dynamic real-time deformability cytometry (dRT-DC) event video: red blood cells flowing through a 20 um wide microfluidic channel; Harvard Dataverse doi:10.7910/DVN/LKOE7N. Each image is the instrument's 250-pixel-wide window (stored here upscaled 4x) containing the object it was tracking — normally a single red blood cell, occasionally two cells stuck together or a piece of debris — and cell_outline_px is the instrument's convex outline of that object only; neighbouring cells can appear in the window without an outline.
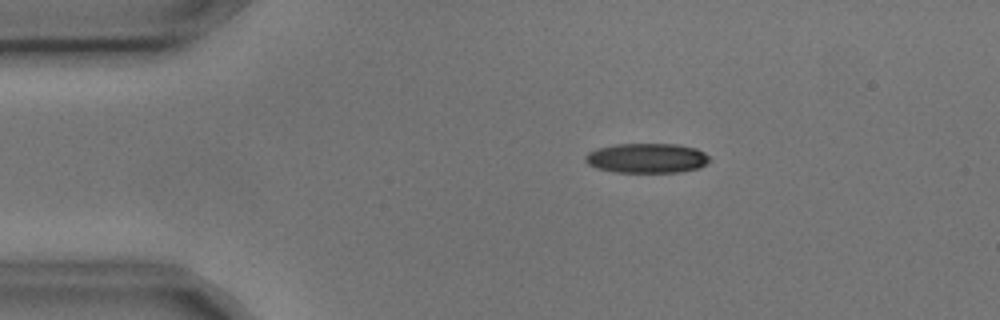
{"species": "common noctule bat (a hibernating species)", "species_latin": "Nyctalus noctula", "temperature_condition": "cold", "stored_images_in_passage": 6, "camera_frame_rate_fps": 3000, "um_per_image_px": 0.085, "animal": {"sex": "male", "body_mass_g": 17.9, "forearm_length_mm": 54.2}, "frame": {"image": 1, "passage_image": 2, "time_ms": 0.333, "image_size_px": [1000, 320], "cell_outline_px": [[712, 160], [700, 168], [680, 172], [616, 172], [596, 168], [588, 164], [584, 160], [584, 156], [588, 152], [596, 148], [616, 144], [676, 144], [696, 148], [712, 156]], "centroid_in_image_um": [55.01, 13.44], "position_along_channel_um": 30.0, "area_um2": 21.85}}
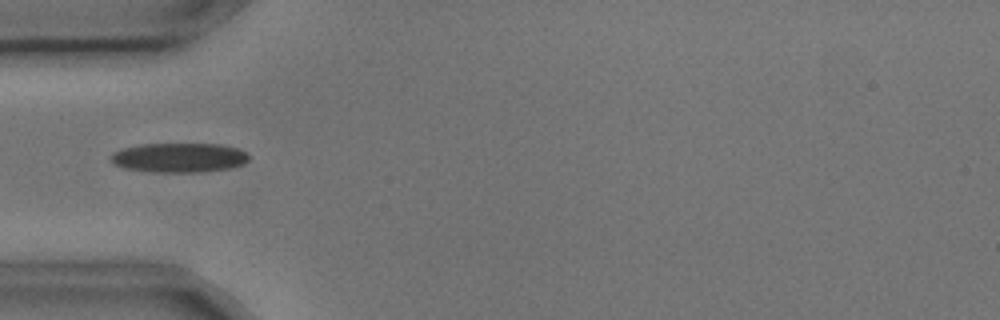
{"frame": {"image": 2, "passage_image": 4, "time_ms": 1.0, "image_size_px": [1000, 320], "cell_outline_px": [[248, 160], [244, 164], [228, 168], [200, 172], [152, 172], [124, 168], [116, 164], [112, 160], [112, 152], [124, 148], [140, 144], [220, 144], [236, 148], [244, 152], [248, 156]], "centroid_in_image_um": [15.22, 13.4], "position_along_channel_um": 69.8, "area_um2": 23.47}}
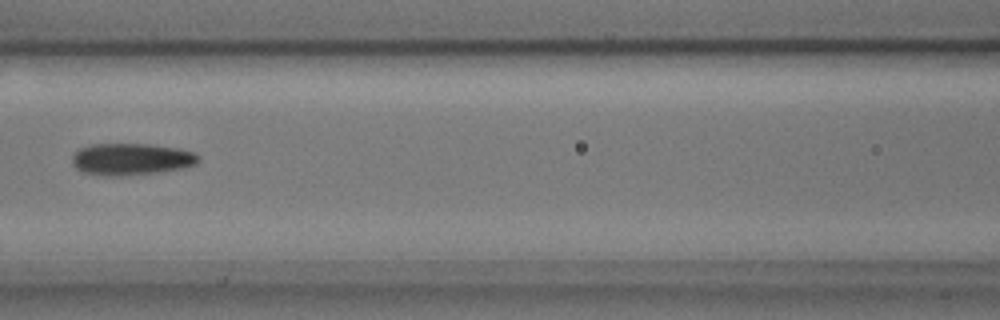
{"frame": {"image": 3, "passage_image": 6, "time_ms": 1.667, "image_size_px": [1000, 320], "cell_outline_px": [[200, 160], [196, 164], [180, 168], [156, 172], [120, 176], [104, 176], [84, 172], [76, 168], [72, 164], [72, 156], [80, 148], [92, 144], [148, 144], [180, 148], [196, 152], [200, 156]], "centroid_in_image_um": [11.17, 13.52], "position_along_channel_um": 155.4, "area_um2": 23.47}}